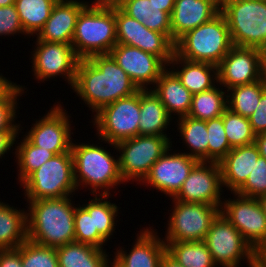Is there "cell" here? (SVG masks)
Masks as SVG:
<instances>
[{"instance_id": "6da1fadb", "label": "cell", "mask_w": 266, "mask_h": 267, "mask_svg": "<svg viewBox=\"0 0 266 267\" xmlns=\"http://www.w3.org/2000/svg\"><path fill=\"white\" fill-rule=\"evenodd\" d=\"M71 89L89 107L92 116L105 105L139 91L110 54L79 60Z\"/></svg>"}, {"instance_id": "7a4b0ae2", "label": "cell", "mask_w": 266, "mask_h": 267, "mask_svg": "<svg viewBox=\"0 0 266 267\" xmlns=\"http://www.w3.org/2000/svg\"><path fill=\"white\" fill-rule=\"evenodd\" d=\"M94 142L92 139L87 143L72 141L71 153L77 190L85 189L83 192L89 191L88 195H112L114 189L113 193L116 194L121 184L126 185L121 177L116 145L101 138ZM104 143L108 145H103ZM108 146L112 148L111 152L110 148L107 149Z\"/></svg>"}, {"instance_id": "3957f363", "label": "cell", "mask_w": 266, "mask_h": 267, "mask_svg": "<svg viewBox=\"0 0 266 267\" xmlns=\"http://www.w3.org/2000/svg\"><path fill=\"white\" fill-rule=\"evenodd\" d=\"M74 196L26 201L28 239L48 247L75 241Z\"/></svg>"}, {"instance_id": "277c9868", "label": "cell", "mask_w": 266, "mask_h": 267, "mask_svg": "<svg viewBox=\"0 0 266 267\" xmlns=\"http://www.w3.org/2000/svg\"><path fill=\"white\" fill-rule=\"evenodd\" d=\"M71 44L80 60L109 54L117 44L115 2L91 0L77 17Z\"/></svg>"}, {"instance_id": "5b68a950", "label": "cell", "mask_w": 266, "mask_h": 267, "mask_svg": "<svg viewBox=\"0 0 266 267\" xmlns=\"http://www.w3.org/2000/svg\"><path fill=\"white\" fill-rule=\"evenodd\" d=\"M174 45L178 57L216 66L233 47L227 20L221 12L209 22L186 32Z\"/></svg>"}, {"instance_id": "8992f818", "label": "cell", "mask_w": 266, "mask_h": 267, "mask_svg": "<svg viewBox=\"0 0 266 267\" xmlns=\"http://www.w3.org/2000/svg\"><path fill=\"white\" fill-rule=\"evenodd\" d=\"M20 188L24 191L25 201L78 195L71 150L54 155L43 163L20 184Z\"/></svg>"}, {"instance_id": "52a82bcc", "label": "cell", "mask_w": 266, "mask_h": 267, "mask_svg": "<svg viewBox=\"0 0 266 267\" xmlns=\"http://www.w3.org/2000/svg\"><path fill=\"white\" fill-rule=\"evenodd\" d=\"M233 46L266 53V0H221Z\"/></svg>"}, {"instance_id": "ba28073f", "label": "cell", "mask_w": 266, "mask_h": 267, "mask_svg": "<svg viewBox=\"0 0 266 267\" xmlns=\"http://www.w3.org/2000/svg\"><path fill=\"white\" fill-rule=\"evenodd\" d=\"M170 137L137 135L116 143L120 173L124 182L134 184L135 181V186L140 184L151 166L174 144Z\"/></svg>"}, {"instance_id": "9c48e42d", "label": "cell", "mask_w": 266, "mask_h": 267, "mask_svg": "<svg viewBox=\"0 0 266 267\" xmlns=\"http://www.w3.org/2000/svg\"><path fill=\"white\" fill-rule=\"evenodd\" d=\"M204 242L217 267H240L244 261L248 267H257L261 263V257L222 213L211 224Z\"/></svg>"}, {"instance_id": "30bf717a", "label": "cell", "mask_w": 266, "mask_h": 267, "mask_svg": "<svg viewBox=\"0 0 266 267\" xmlns=\"http://www.w3.org/2000/svg\"><path fill=\"white\" fill-rule=\"evenodd\" d=\"M163 241H204L211 224L221 213L218 206L182 202L171 198Z\"/></svg>"}, {"instance_id": "8fae6325", "label": "cell", "mask_w": 266, "mask_h": 267, "mask_svg": "<svg viewBox=\"0 0 266 267\" xmlns=\"http://www.w3.org/2000/svg\"><path fill=\"white\" fill-rule=\"evenodd\" d=\"M96 138L116 144L139 135L140 90L105 105L92 118Z\"/></svg>"}, {"instance_id": "7c38bea8", "label": "cell", "mask_w": 266, "mask_h": 267, "mask_svg": "<svg viewBox=\"0 0 266 267\" xmlns=\"http://www.w3.org/2000/svg\"><path fill=\"white\" fill-rule=\"evenodd\" d=\"M231 194L233 197H224L221 213L262 257L266 252V217L263 208L258 199L242 196L236 192Z\"/></svg>"}, {"instance_id": "4fadbf2b", "label": "cell", "mask_w": 266, "mask_h": 267, "mask_svg": "<svg viewBox=\"0 0 266 267\" xmlns=\"http://www.w3.org/2000/svg\"><path fill=\"white\" fill-rule=\"evenodd\" d=\"M34 43V50L30 52L29 58L32 59L30 62L33 79L37 80V83H45L51 79L54 81L59 76L72 88L80 60L72 44L41 41L37 38Z\"/></svg>"}, {"instance_id": "5bb4252c", "label": "cell", "mask_w": 266, "mask_h": 267, "mask_svg": "<svg viewBox=\"0 0 266 267\" xmlns=\"http://www.w3.org/2000/svg\"><path fill=\"white\" fill-rule=\"evenodd\" d=\"M61 103V100L56 101L42 117L33 119L30 130L27 127L26 134H23L33 145L47 149L54 155L69 152L74 140L72 134L76 133L73 132L75 126L71 124L73 120H70L72 115Z\"/></svg>"}, {"instance_id": "9a60e30c", "label": "cell", "mask_w": 266, "mask_h": 267, "mask_svg": "<svg viewBox=\"0 0 266 267\" xmlns=\"http://www.w3.org/2000/svg\"><path fill=\"white\" fill-rule=\"evenodd\" d=\"M266 75V53L233 46L218 65V83L226 89L254 83Z\"/></svg>"}, {"instance_id": "2e32d148", "label": "cell", "mask_w": 266, "mask_h": 267, "mask_svg": "<svg viewBox=\"0 0 266 267\" xmlns=\"http://www.w3.org/2000/svg\"><path fill=\"white\" fill-rule=\"evenodd\" d=\"M117 43L158 56L167 66L175 53L174 43L164 34L148 29L115 3Z\"/></svg>"}, {"instance_id": "e0dca14e", "label": "cell", "mask_w": 266, "mask_h": 267, "mask_svg": "<svg viewBox=\"0 0 266 267\" xmlns=\"http://www.w3.org/2000/svg\"><path fill=\"white\" fill-rule=\"evenodd\" d=\"M173 147L174 145H171L151 166L149 173L139 184L140 187L141 185L147 186L146 189L151 187L169 198H174L177 195L191 170L199 161L181 153L179 147L177 150H174Z\"/></svg>"}, {"instance_id": "ac0fdd59", "label": "cell", "mask_w": 266, "mask_h": 267, "mask_svg": "<svg viewBox=\"0 0 266 267\" xmlns=\"http://www.w3.org/2000/svg\"><path fill=\"white\" fill-rule=\"evenodd\" d=\"M223 188L219 163L199 161L174 199L182 202L210 204L221 208L226 191Z\"/></svg>"}, {"instance_id": "d6986e66", "label": "cell", "mask_w": 266, "mask_h": 267, "mask_svg": "<svg viewBox=\"0 0 266 267\" xmlns=\"http://www.w3.org/2000/svg\"><path fill=\"white\" fill-rule=\"evenodd\" d=\"M139 90L152 89L168 67L158 56L117 43L109 53Z\"/></svg>"}, {"instance_id": "ffe728a7", "label": "cell", "mask_w": 266, "mask_h": 267, "mask_svg": "<svg viewBox=\"0 0 266 267\" xmlns=\"http://www.w3.org/2000/svg\"><path fill=\"white\" fill-rule=\"evenodd\" d=\"M148 225L149 227L137 231L130 250L119 245L115 251L112 250L114 252L112 257L123 267H160L161 258L166 252V244L158 229H154V225Z\"/></svg>"}, {"instance_id": "44dd1931", "label": "cell", "mask_w": 266, "mask_h": 267, "mask_svg": "<svg viewBox=\"0 0 266 267\" xmlns=\"http://www.w3.org/2000/svg\"><path fill=\"white\" fill-rule=\"evenodd\" d=\"M221 12V0H175L170 15L172 42L212 20Z\"/></svg>"}, {"instance_id": "7402d4cb", "label": "cell", "mask_w": 266, "mask_h": 267, "mask_svg": "<svg viewBox=\"0 0 266 267\" xmlns=\"http://www.w3.org/2000/svg\"><path fill=\"white\" fill-rule=\"evenodd\" d=\"M89 2L90 0H58L44 27L34 37L41 41L71 44L77 17Z\"/></svg>"}, {"instance_id": "603a6c76", "label": "cell", "mask_w": 266, "mask_h": 267, "mask_svg": "<svg viewBox=\"0 0 266 267\" xmlns=\"http://www.w3.org/2000/svg\"><path fill=\"white\" fill-rule=\"evenodd\" d=\"M259 156L255 143L232 148L219 162L224 190L236 192L247 180Z\"/></svg>"}, {"instance_id": "cb8c5ba5", "label": "cell", "mask_w": 266, "mask_h": 267, "mask_svg": "<svg viewBox=\"0 0 266 267\" xmlns=\"http://www.w3.org/2000/svg\"><path fill=\"white\" fill-rule=\"evenodd\" d=\"M152 90L173 119V124L176 123L174 119L177 120L189 114L193 94L182 85L180 79L169 67L161 73Z\"/></svg>"}, {"instance_id": "d4e9b609", "label": "cell", "mask_w": 266, "mask_h": 267, "mask_svg": "<svg viewBox=\"0 0 266 267\" xmlns=\"http://www.w3.org/2000/svg\"><path fill=\"white\" fill-rule=\"evenodd\" d=\"M168 67L192 94L209 90L218 84V66L216 65L189 61L174 53Z\"/></svg>"}, {"instance_id": "484cf974", "label": "cell", "mask_w": 266, "mask_h": 267, "mask_svg": "<svg viewBox=\"0 0 266 267\" xmlns=\"http://www.w3.org/2000/svg\"><path fill=\"white\" fill-rule=\"evenodd\" d=\"M172 120L152 89L140 90L139 135L171 136Z\"/></svg>"}, {"instance_id": "4316f807", "label": "cell", "mask_w": 266, "mask_h": 267, "mask_svg": "<svg viewBox=\"0 0 266 267\" xmlns=\"http://www.w3.org/2000/svg\"><path fill=\"white\" fill-rule=\"evenodd\" d=\"M27 239V210L0 198V250L16 249Z\"/></svg>"}, {"instance_id": "83f0119b", "label": "cell", "mask_w": 266, "mask_h": 267, "mask_svg": "<svg viewBox=\"0 0 266 267\" xmlns=\"http://www.w3.org/2000/svg\"><path fill=\"white\" fill-rule=\"evenodd\" d=\"M107 250L77 241L56 248L59 267H105L113 255Z\"/></svg>"}, {"instance_id": "f1b7e54d", "label": "cell", "mask_w": 266, "mask_h": 267, "mask_svg": "<svg viewBox=\"0 0 266 267\" xmlns=\"http://www.w3.org/2000/svg\"><path fill=\"white\" fill-rule=\"evenodd\" d=\"M127 15L148 29L164 33L172 41L170 14L161 11L150 0H117L115 2Z\"/></svg>"}, {"instance_id": "f546056e", "label": "cell", "mask_w": 266, "mask_h": 267, "mask_svg": "<svg viewBox=\"0 0 266 267\" xmlns=\"http://www.w3.org/2000/svg\"><path fill=\"white\" fill-rule=\"evenodd\" d=\"M175 128L179 132V142L182 140L183 146L187 151L181 150L190 157L198 161H208V132L206 121L197 120L189 116H185L175 120Z\"/></svg>"}, {"instance_id": "4dcf8cb0", "label": "cell", "mask_w": 266, "mask_h": 267, "mask_svg": "<svg viewBox=\"0 0 266 267\" xmlns=\"http://www.w3.org/2000/svg\"><path fill=\"white\" fill-rule=\"evenodd\" d=\"M23 128L25 129L20 125V132L16 137L14 150L16 168L18 170L16 173L18 184H21L32 172L54 156L51 151L33 145L24 135L20 139L19 135L24 133Z\"/></svg>"}, {"instance_id": "1f68e13d", "label": "cell", "mask_w": 266, "mask_h": 267, "mask_svg": "<svg viewBox=\"0 0 266 267\" xmlns=\"http://www.w3.org/2000/svg\"><path fill=\"white\" fill-rule=\"evenodd\" d=\"M227 109V91L218 83L215 87L192 95L187 116L208 121L223 115Z\"/></svg>"}, {"instance_id": "d6a6232c", "label": "cell", "mask_w": 266, "mask_h": 267, "mask_svg": "<svg viewBox=\"0 0 266 267\" xmlns=\"http://www.w3.org/2000/svg\"><path fill=\"white\" fill-rule=\"evenodd\" d=\"M166 252L184 267H217L204 241H164Z\"/></svg>"}, {"instance_id": "836d02e7", "label": "cell", "mask_w": 266, "mask_h": 267, "mask_svg": "<svg viewBox=\"0 0 266 267\" xmlns=\"http://www.w3.org/2000/svg\"><path fill=\"white\" fill-rule=\"evenodd\" d=\"M58 0H16L17 9L24 32L32 39L44 27L53 6Z\"/></svg>"}, {"instance_id": "e575fe53", "label": "cell", "mask_w": 266, "mask_h": 267, "mask_svg": "<svg viewBox=\"0 0 266 267\" xmlns=\"http://www.w3.org/2000/svg\"><path fill=\"white\" fill-rule=\"evenodd\" d=\"M266 89V75L251 84L240 85L227 90V108L233 113L249 118L259 104Z\"/></svg>"}, {"instance_id": "d590c367", "label": "cell", "mask_w": 266, "mask_h": 267, "mask_svg": "<svg viewBox=\"0 0 266 267\" xmlns=\"http://www.w3.org/2000/svg\"><path fill=\"white\" fill-rule=\"evenodd\" d=\"M93 199L87 198L80 200V202L75 208L74 215V227H75V241L81 242L84 244L93 245L100 249H107L104 246H107L109 243L95 228L94 222V195ZM85 203V204H84Z\"/></svg>"}, {"instance_id": "8d00e7d4", "label": "cell", "mask_w": 266, "mask_h": 267, "mask_svg": "<svg viewBox=\"0 0 266 267\" xmlns=\"http://www.w3.org/2000/svg\"><path fill=\"white\" fill-rule=\"evenodd\" d=\"M111 197L112 195H94L95 228L109 243L114 237L113 233H116L117 223L121 221H118L121 207L112 203L109 200Z\"/></svg>"}, {"instance_id": "74e56055", "label": "cell", "mask_w": 266, "mask_h": 267, "mask_svg": "<svg viewBox=\"0 0 266 267\" xmlns=\"http://www.w3.org/2000/svg\"><path fill=\"white\" fill-rule=\"evenodd\" d=\"M222 120L232 148L255 143L256 134L252 130L249 118L233 113L227 108L222 115Z\"/></svg>"}, {"instance_id": "f35d334b", "label": "cell", "mask_w": 266, "mask_h": 267, "mask_svg": "<svg viewBox=\"0 0 266 267\" xmlns=\"http://www.w3.org/2000/svg\"><path fill=\"white\" fill-rule=\"evenodd\" d=\"M28 89L25 85L16 84L1 100H0V132H20L21 122L16 120L19 112V98L26 95ZM20 122V123H19Z\"/></svg>"}, {"instance_id": "ab89813d", "label": "cell", "mask_w": 266, "mask_h": 267, "mask_svg": "<svg viewBox=\"0 0 266 267\" xmlns=\"http://www.w3.org/2000/svg\"><path fill=\"white\" fill-rule=\"evenodd\" d=\"M23 267H59L56 248L27 239L18 248Z\"/></svg>"}, {"instance_id": "60d3db41", "label": "cell", "mask_w": 266, "mask_h": 267, "mask_svg": "<svg viewBox=\"0 0 266 267\" xmlns=\"http://www.w3.org/2000/svg\"><path fill=\"white\" fill-rule=\"evenodd\" d=\"M208 132V162L219 163L232 149L230 146L222 116L206 121Z\"/></svg>"}, {"instance_id": "b9f144b4", "label": "cell", "mask_w": 266, "mask_h": 267, "mask_svg": "<svg viewBox=\"0 0 266 267\" xmlns=\"http://www.w3.org/2000/svg\"><path fill=\"white\" fill-rule=\"evenodd\" d=\"M236 193L254 199L266 195V159L263 156H259L247 180Z\"/></svg>"}, {"instance_id": "7bdbcfd3", "label": "cell", "mask_w": 266, "mask_h": 267, "mask_svg": "<svg viewBox=\"0 0 266 267\" xmlns=\"http://www.w3.org/2000/svg\"><path fill=\"white\" fill-rule=\"evenodd\" d=\"M24 35V38H30L23 30L15 4L0 7V36Z\"/></svg>"}, {"instance_id": "ee69618b", "label": "cell", "mask_w": 266, "mask_h": 267, "mask_svg": "<svg viewBox=\"0 0 266 267\" xmlns=\"http://www.w3.org/2000/svg\"><path fill=\"white\" fill-rule=\"evenodd\" d=\"M249 122L256 135L266 132V89L262 92L256 110L249 117Z\"/></svg>"}, {"instance_id": "f6af8a7d", "label": "cell", "mask_w": 266, "mask_h": 267, "mask_svg": "<svg viewBox=\"0 0 266 267\" xmlns=\"http://www.w3.org/2000/svg\"><path fill=\"white\" fill-rule=\"evenodd\" d=\"M0 267H23L20 252L17 249L0 250Z\"/></svg>"}, {"instance_id": "bcb514c9", "label": "cell", "mask_w": 266, "mask_h": 267, "mask_svg": "<svg viewBox=\"0 0 266 267\" xmlns=\"http://www.w3.org/2000/svg\"><path fill=\"white\" fill-rule=\"evenodd\" d=\"M19 132H0V159H5L8 152L14 154L15 140Z\"/></svg>"}, {"instance_id": "7dc6e473", "label": "cell", "mask_w": 266, "mask_h": 267, "mask_svg": "<svg viewBox=\"0 0 266 267\" xmlns=\"http://www.w3.org/2000/svg\"><path fill=\"white\" fill-rule=\"evenodd\" d=\"M17 84L0 72V100Z\"/></svg>"}, {"instance_id": "c3c4849f", "label": "cell", "mask_w": 266, "mask_h": 267, "mask_svg": "<svg viewBox=\"0 0 266 267\" xmlns=\"http://www.w3.org/2000/svg\"><path fill=\"white\" fill-rule=\"evenodd\" d=\"M150 2L161 8V11L167 12L171 15L175 0H150Z\"/></svg>"}, {"instance_id": "681fc988", "label": "cell", "mask_w": 266, "mask_h": 267, "mask_svg": "<svg viewBox=\"0 0 266 267\" xmlns=\"http://www.w3.org/2000/svg\"><path fill=\"white\" fill-rule=\"evenodd\" d=\"M255 144L259 149V153L266 159V132L256 135Z\"/></svg>"}, {"instance_id": "f907efd6", "label": "cell", "mask_w": 266, "mask_h": 267, "mask_svg": "<svg viewBox=\"0 0 266 267\" xmlns=\"http://www.w3.org/2000/svg\"><path fill=\"white\" fill-rule=\"evenodd\" d=\"M160 267H184L179 264L173 257H171L167 252L162 256Z\"/></svg>"}, {"instance_id": "816d5d0a", "label": "cell", "mask_w": 266, "mask_h": 267, "mask_svg": "<svg viewBox=\"0 0 266 267\" xmlns=\"http://www.w3.org/2000/svg\"><path fill=\"white\" fill-rule=\"evenodd\" d=\"M105 267H123V266L112 257L107 261Z\"/></svg>"}, {"instance_id": "f5cc1de1", "label": "cell", "mask_w": 266, "mask_h": 267, "mask_svg": "<svg viewBox=\"0 0 266 267\" xmlns=\"http://www.w3.org/2000/svg\"><path fill=\"white\" fill-rule=\"evenodd\" d=\"M259 202L263 208V211H264V214H265V217H266V195L265 196H261L259 199Z\"/></svg>"}, {"instance_id": "db71d44e", "label": "cell", "mask_w": 266, "mask_h": 267, "mask_svg": "<svg viewBox=\"0 0 266 267\" xmlns=\"http://www.w3.org/2000/svg\"><path fill=\"white\" fill-rule=\"evenodd\" d=\"M15 1L16 0H0V7L13 5Z\"/></svg>"}, {"instance_id": "11a10c76", "label": "cell", "mask_w": 266, "mask_h": 267, "mask_svg": "<svg viewBox=\"0 0 266 267\" xmlns=\"http://www.w3.org/2000/svg\"><path fill=\"white\" fill-rule=\"evenodd\" d=\"M261 263L266 266V252L264 253V255L261 257Z\"/></svg>"}, {"instance_id": "9f6ffc18", "label": "cell", "mask_w": 266, "mask_h": 267, "mask_svg": "<svg viewBox=\"0 0 266 267\" xmlns=\"http://www.w3.org/2000/svg\"><path fill=\"white\" fill-rule=\"evenodd\" d=\"M257 267H266L262 263H260Z\"/></svg>"}, {"instance_id": "6f0895ef", "label": "cell", "mask_w": 266, "mask_h": 267, "mask_svg": "<svg viewBox=\"0 0 266 267\" xmlns=\"http://www.w3.org/2000/svg\"><path fill=\"white\" fill-rule=\"evenodd\" d=\"M105 1H108V2H116L117 0H105Z\"/></svg>"}]
</instances>
